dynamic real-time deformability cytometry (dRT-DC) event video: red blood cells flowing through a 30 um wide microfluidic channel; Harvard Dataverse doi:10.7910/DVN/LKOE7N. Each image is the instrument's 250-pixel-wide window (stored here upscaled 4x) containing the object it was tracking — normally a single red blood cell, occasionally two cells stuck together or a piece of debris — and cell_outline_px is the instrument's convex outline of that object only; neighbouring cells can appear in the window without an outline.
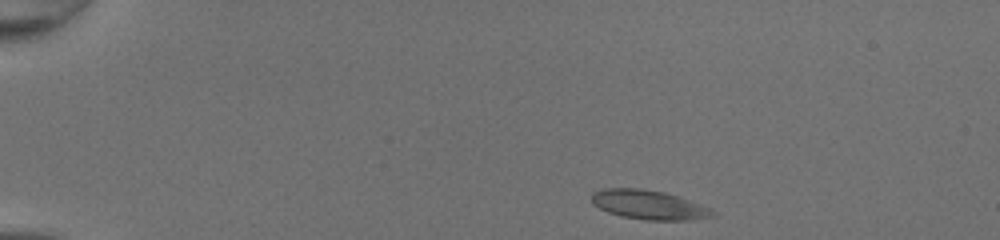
{"species": "common noctule bat (a hibernating species)", "species_latin": "Nyctalus noctula", "temperature_condition": "room temperature", "stored_images_in_passage": 42, "camera_frame_rate_fps": 3000, "um_per_image_px": 0.085, "animal": {"sex": "female", "body_mass_g": 20.0, "forearm_length_mm": 54.0}, "frame": {"image": 1, "passage_image": 1, "time_ms": 0.0, "image_size_px": [1000, 240], "cell_outline_px": [[716, 216], [692, 220], [644, 220], [620, 216], [608, 212], [592, 204], [592, 192], [604, 188], [640, 188], [664, 192], [680, 196], [700, 204], [716, 212]], "centroid_in_image_um": [55.15, 17.41], "position_along_channel_um": 29.8, "area_um2": 20.81}}
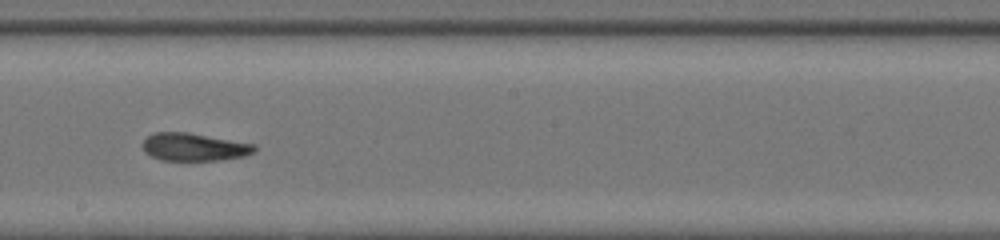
{"frame": {"image": 2, "passage_image": 22, "time_ms": 7.0, "image_size_px": [1000, 240], "cell_outline_px": [[256, 152], [244, 156], [220, 160], [160, 160], [144, 152], [144, 140], [148, 136], [156, 132], [188, 132], [256, 144]], "centroid_in_image_um": [16.54, 12.49], "position_along_channel_um": 231.7, "area_um2": 18.09}}
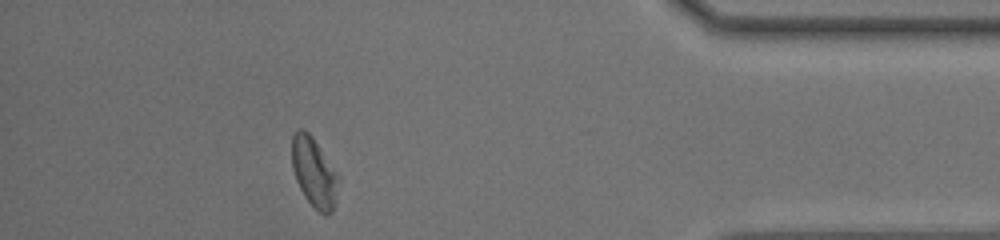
{"frame": {"image": 3, "passage_image": 37, "time_ms": 12.0, "image_size_px": [1000, 240], "cell_outline_px": [[340, 180], [332, 212], [328, 216], [324, 216], [304, 196], [296, 180], [292, 168], [292, 136], [296, 128], [304, 128], [312, 136], [340, 176]], "centroid_in_image_um": [26.7, 14.63], "position_along_channel_um": 408.5, "area_um2": 19.02}, "authors_computed_cell_mechanics": {"area_um2": 19.1607, "velocity_mm_per_s": 4.2545, "shape_relaxation_time_tau1_ms": 10.6518, "shape_relaxation_time_tau2_ms": 1.1186, "deformation_change_tau1": 0.3026, "deformation_change_tau2": 0.0631}}